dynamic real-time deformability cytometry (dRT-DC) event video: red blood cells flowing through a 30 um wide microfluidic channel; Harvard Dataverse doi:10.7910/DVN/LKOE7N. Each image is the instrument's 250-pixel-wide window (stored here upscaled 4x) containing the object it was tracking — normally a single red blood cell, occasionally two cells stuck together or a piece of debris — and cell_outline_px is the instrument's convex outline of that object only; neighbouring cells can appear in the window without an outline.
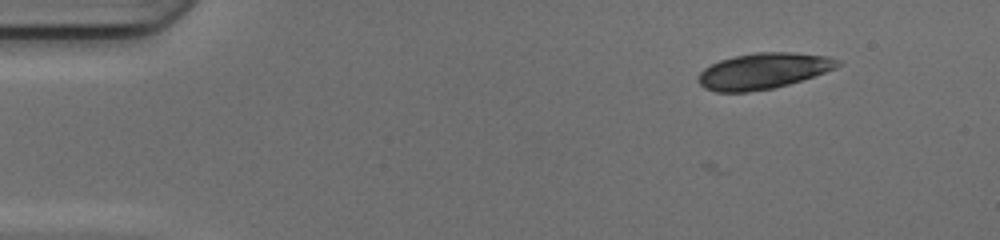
{"species": "common noctule bat (a hibernating species)", "species_latin": "Nyctalus noctula", "temperature_condition": "cold", "stored_images_in_passage": 2, "camera_frame_rate_fps": 3000, "um_per_image_px": 0.085, "animal": {"sex": "female", "body_mass_g": 17.0, "forearm_length_mm": 48.0}, "frame": {"image": 1, "passage_image": 2, "time_ms": 0.333, "image_size_px": [1000, 240], "cell_outline_px": [[840, 64], [836, 68], [788, 84], [772, 88], [748, 92], [716, 92], [704, 88], [696, 80], [696, 76], [704, 68], [720, 60], [736, 56], [756, 52], [792, 52], [828, 56], [840, 60]], "centroid_in_image_um": [64.84, 6.03], "position_along_channel_um": 20.2, "area_um2": 29.07}}